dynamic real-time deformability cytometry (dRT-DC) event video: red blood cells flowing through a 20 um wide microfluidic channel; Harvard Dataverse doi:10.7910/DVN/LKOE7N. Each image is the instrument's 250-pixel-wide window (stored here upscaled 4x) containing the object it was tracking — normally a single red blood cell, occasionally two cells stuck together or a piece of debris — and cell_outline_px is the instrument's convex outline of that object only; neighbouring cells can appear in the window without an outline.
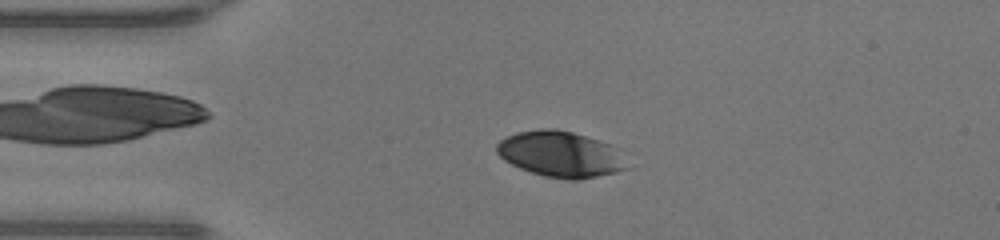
{"species": "human", "species_latin": "Homo sapiens", "temperature_condition": "warm", "stored_images_in_passage": 46, "camera_frame_rate_fps": 3000, "um_per_image_px": 0.085, "donor": {"sex": "male"}, "frame": {"image": 1, "passage_image": 9, "time_ms": 2.667, "image_size_px": [1000, 240], "cell_outline_px": [[628, 168], [616, 172], [576, 180], [568, 180], [544, 176], [520, 168], [504, 160], [496, 152], [496, 144], [500, 140], [516, 132], [540, 128], [556, 128], [572, 132], [608, 144], [616, 148]], "centroid_in_image_um": [47.59, 13.1], "position_along_channel_um": 37.4, "area_um2": 34.45}}
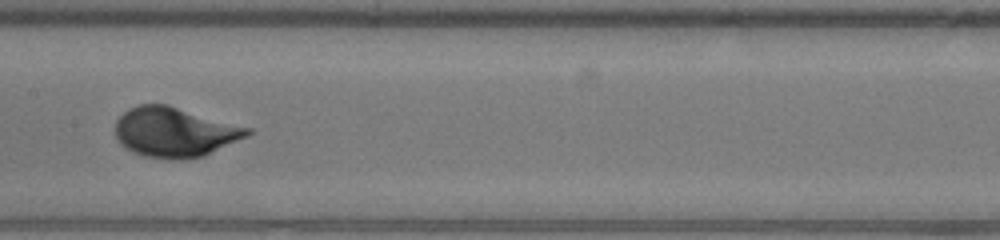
{"frame": {"image": 2, "passage_image": 22, "time_ms": 7.0, "image_size_px": [1000, 240], "cell_outline_px": [[252, 132], [248, 136], [204, 156], [180, 160], [172, 160], [148, 156], [132, 152], [120, 144], [116, 136], [116, 120], [128, 108], [136, 104], [168, 104], [252, 128]], "centroid_in_image_um": [14.86, 11.22], "position_along_channel_um": 192.5, "area_um2": 38.55}}
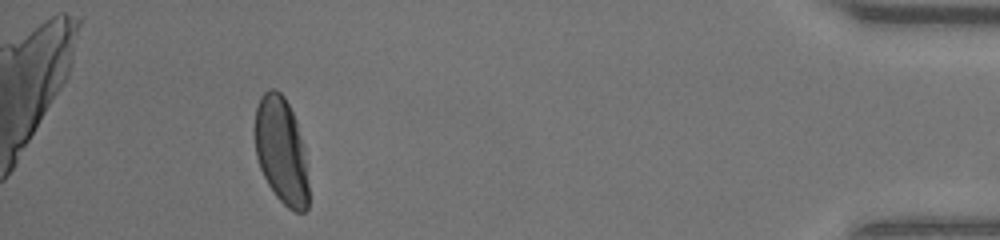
{"frame": {"image": 3, "passage_image": 42, "time_ms": 13.667, "image_size_px": [1000, 240], "cell_outline_px": [[308, 208], [304, 212], [296, 212], [288, 208], [276, 196], [268, 184], [260, 168], [256, 156], [252, 128], [256, 108], [260, 96], [268, 88], [276, 88], [284, 96], [296, 120], [304, 144], [308, 184]], "centroid_in_image_um": [23.88, 12.77], "position_along_channel_um": 411.3, "area_um2": 34.1}}